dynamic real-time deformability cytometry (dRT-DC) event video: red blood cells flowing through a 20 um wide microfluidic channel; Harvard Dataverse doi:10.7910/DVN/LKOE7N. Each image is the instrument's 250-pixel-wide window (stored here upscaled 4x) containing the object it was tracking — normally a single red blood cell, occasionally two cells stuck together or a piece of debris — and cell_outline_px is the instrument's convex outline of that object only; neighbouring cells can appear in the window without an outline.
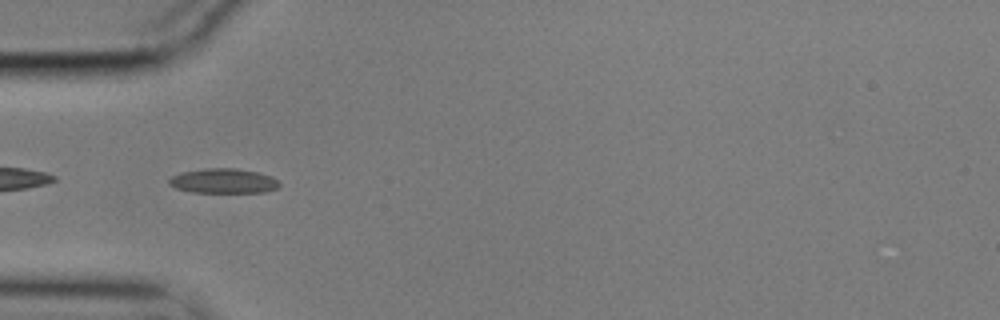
{"species": "common noctule bat (a hibernating species)", "species_latin": "Nyctalus noctula", "temperature_condition": "cold", "stored_images_in_passage": 41, "camera_frame_rate_fps": 3000, "um_per_image_px": 0.085, "animal": {"sex": "male", "body_mass_g": 17.9}, "frame": {"image": 1, "passage_image": 2, "time_ms": 0.333, "image_size_px": [1000, 320], "cell_outline_px": [[280, 184], [276, 188], [264, 192], [192, 192], [176, 188], [168, 184], [168, 180], [172, 176], [184, 172], [204, 168], [236, 168], [256, 172], [272, 176]], "centroid_in_image_um": [18.97, 15.38], "position_along_channel_um": 66.0, "area_um2": 15.72}}
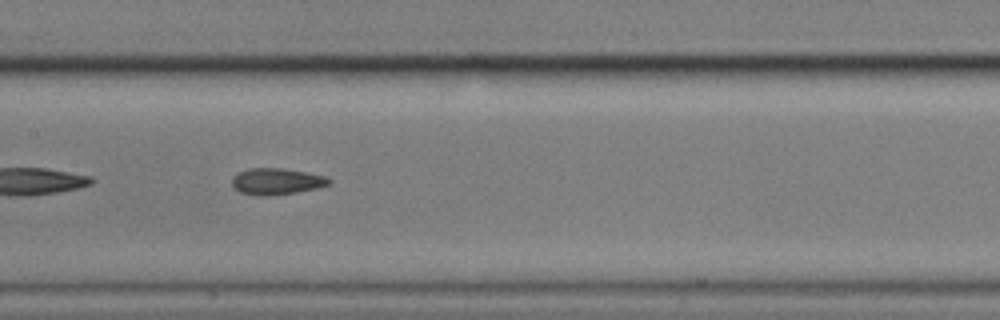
{"frame": {"image": 2, "passage_image": 12, "time_ms": 3.667, "image_size_px": [1000, 320], "cell_outline_px": [[332, 184], [320, 188], [296, 192], [264, 196], [260, 196], [240, 192], [232, 184], [232, 176], [248, 168], [280, 168], [304, 172], [324, 176], [332, 180]], "centroid_in_image_um": [23.53, 15.42], "position_along_channel_um": 183.9, "area_um2": 14.85}}
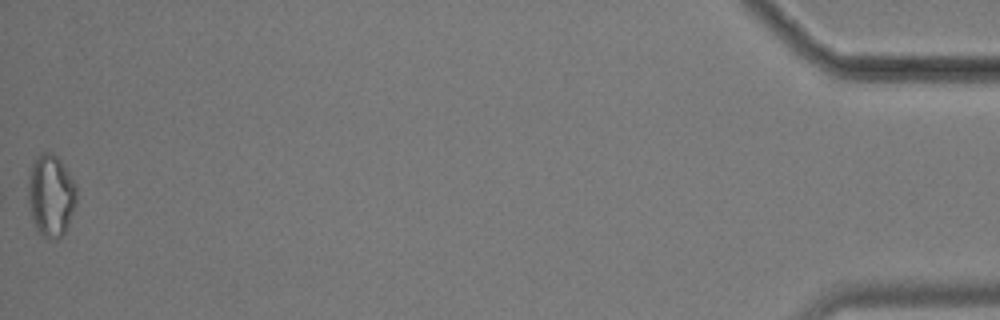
{"frame": {"image": 3, "passage_image": 41, "time_ms": 13.333, "image_size_px": [1000, 320], "cell_outline_px": [[76, 204], [64, 232], [56, 240], [48, 240], [36, 228], [32, 216], [28, 200], [28, 180], [32, 164], [36, 156], [40, 152], [52, 152], [60, 160], [72, 180], [76, 188]], "centroid_in_image_um": [4.31, 16.61], "position_along_channel_um": 430.9, "area_um2": 22.83}, "authors_computed_cell_mechanics": {"area_um2": 15.1436, "velocity_mm_per_s": 3.5325, "shape_relaxation_time_tau1_ms": null, "shape_relaxation_time_tau2_ms": 2.4171, "deformation_change_tau1": null, "deformation_change_tau2": 0.0841}}